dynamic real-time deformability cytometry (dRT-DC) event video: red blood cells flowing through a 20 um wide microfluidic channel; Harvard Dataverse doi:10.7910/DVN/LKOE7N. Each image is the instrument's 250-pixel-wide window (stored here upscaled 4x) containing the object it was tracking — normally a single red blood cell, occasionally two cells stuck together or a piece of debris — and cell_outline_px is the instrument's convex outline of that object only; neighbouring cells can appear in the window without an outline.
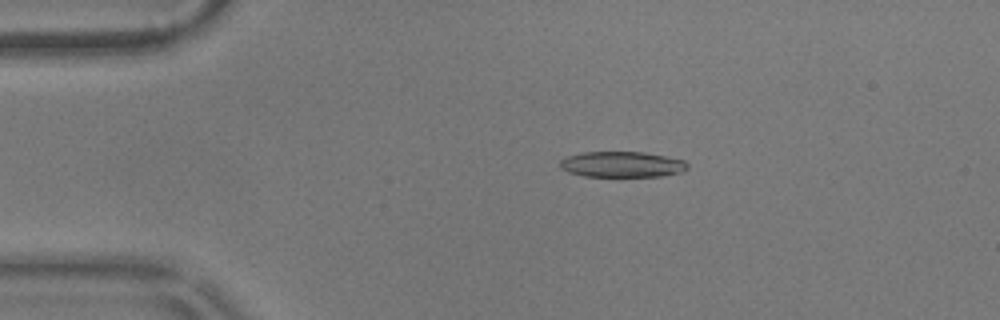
{"species": "common noctule bat (a hibernating species)", "species_latin": "Nyctalus noctula", "temperature_condition": "warm", "stored_images_in_passage": 19, "camera_frame_rate_fps": 3000, "um_per_image_px": 0.085, "animal": {"sex": "male", "body_mass_g": 17.9}, "frame": {"image": 1, "passage_image": 11, "time_ms": 3.333, "image_size_px": [1000, 320], "cell_outline_px": [[688, 168], [684, 172], [664, 176], [584, 176], [568, 172], [560, 168], [560, 160], [568, 156], [584, 152], [644, 152], [684, 160], [688, 164]], "centroid_in_image_um": [52.89, 13.98], "position_along_channel_um": 32.1, "area_um2": 19.13}}